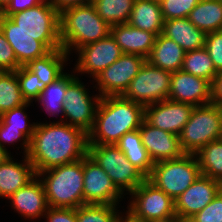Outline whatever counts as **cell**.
I'll return each mask as SVG.
<instances>
[{
  "label": "cell",
  "mask_w": 222,
  "mask_h": 222,
  "mask_svg": "<svg viewBox=\"0 0 222 222\" xmlns=\"http://www.w3.org/2000/svg\"><path fill=\"white\" fill-rule=\"evenodd\" d=\"M181 70L204 78L211 84L218 74L205 47L186 52Z\"/></svg>",
  "instance_id": "32"
},
{
  "label": "cell",
  "mask_w": 222,
  "mask_h": 222,
  "mask_svg": "<svg viewBox=\"0 0 222 222\" xmlns=\"http://www.w3.org/2000/svg\"><path fill=\"white\" fill-rule=\"evenodd\" d=\"M200 0H159L164 20L187 18Z\"/></svg>",
  "instance_id": "37"
},
{
  "label": "cell",
  "mask_w": 222,
  "mask_h": 222,
  "mask_svg": "<svg viewBox=\"0 0 222 222\" xmlns=\"http://www.w3.org/2000/svg\"><path fill=\"white\" fill-rule=\"evenodd\" d=\"M187 222H222V189L204 209Z\"/></svg>",
  "instance_id": "38"
},
{
  "label": "cell",
  "mask_w": 222,
  "mask_h": 222,
  "mask_svg": "<svg viewBox=\"0 0 222 222\" xmlns=\"http://www.w3.org/2000/svg\"><path fill=\"white\" fill-rule=\"evenodd\" d=\"M221 189L222 184L219 181L201 175L175 200L176 217L187 222L204 209Z\"/></svg>",
  "instance_id": "15"
},
{
  "label": "cell",
  "mask_w": 222,
  "mask_h": 222,
  "mask_svg": "<svg viewBox=\"0 0 222 222\" xmlns=\"http://www.w3.org/2000/svg\"><path fill=\"white\" fill-rule=\"evenodd\" d=\"M64 96L63 116H66V119L61 118L60 121L80 128L88 134L93 127L101 96H91L78 77L67 86Z\"/></svg>",
  "instance_id": "11"
},
{
  "label": "cell",
  "mask_w": 222,
  "mask_h": 222,
  "mask_svg": "<svg viewBox=\"0 0 222 222\" xmlns=\"http://www.w3.org/2000/svg\"><path fill=\"white\" fill-rule=\"evenodd\" d=\"M205 48L211 57L215 70L222 72V30L206 33Z\"/></svg>",
  "instance_id": "39"
},
{
  "label": "cell",
  "mask_w": 222,
  "mask_h": 222,
  "mask_svg": "<svg viewBox=\"0 0 222 222\" xmlns=\"http://www.w3.org/2000/svg\"><path fill=\"white\" fill-rule=\"evenodd\" d=\"M13 156L0 164V197L8 199L12 194L26 186L36 176L32 163L24 155L22 162H15Z\"/></svg>",
  "instance_id": "22"
},
{
  "label": "cell",
  "mask_w": 222,
  "mask_h": 222,
  "mask_svg": "<svg viewBox=\"0 0 222 222\" xmlns=\"http://www.w3.org/2000/svg\"><path fill=\"white\" fill-rule=\"evenodd\" d=\"M160 222H186V221H183V220L176 217V218L168 220V221H160Z\"/></svg>",
  "instance_id": "49"
},
{
  "label": "cell",
  "mask_w": 222,
  "mask_h": 222,
  "mask_svg": "<svg viewBox=\"0 0 222 222\" xmlns=\"http://www.w3.org/2000/svg\"><path fill=\"white\" fill-rule=\"evenodd\" d=\"M83 205L109 204L118 206L123 193L107 173L87 154L83 158Z\"/></svg>",
  "instance_id": "13"
},
{
  "label": "cell",
  "mask_w": 222,
  "mask_h": 222,
  "mask_svg": "<svg viewBox=\"0 0 222 222\" xmlns=\"http://www.w3.org/2000/svg\"><path fill=\"white\" fill-rule=\"evenodd\" d=\"M161 34L175 41L185 52L205 47L206 33L188 18L164 20Z\"/></svg>",
  "instance_id": "23"
},
{
  "label": "cell",
  "mask_w": 222,
  "mask_h": 222,
  "mask_svg": "<svg viewBox=\"0 0 222 222\" xmlns=\"http://www.w3.org/2000/svg\"><path fill=\"white\" fill-rule=\"evenodd\" d=\"M88 153V135L63 121L38 123L30 140L28 160L36 174L72 163Z\"/></svg>",
  "instance_id": "1"
},
{
  "label": "cell",
  "mask_w": 222,
  "mask_h": 222,
  "mask_svg": "<svg viewBox=\"0 0 222 222\" xmlns=\"http://www.w3.org/2000/svg\"><path fill=\"white\" fill-rule=\"evenodd\" d=\"M139 132L142 144L154 163L176 159L185 154L181 147L179 136L154 127L145 119L139 128Z\"/></svg>",
  "instance_id": "18"
},
{
  "label": "cell",
  "mask_w": 222,
  "mask_h": 222,
  "mask_svg": "<svg viewBox=\"0 0 222 222\" xmlns=\"http://www.w3.org/2000/svg\"><path fill=\"white\" fill-rule=\"evenodd\" d=\"M59 23L61 45L68 55L110 35L111 26L99 16L93 4L63 9Z\"/></svg>",
  "instance_id": "3"
},
{
  "label": "cell",
  "mask_w": 222,
  "mask_h": 222,
  "mask_svg": "<svg viewBox=\"0 0 222 222\" xmlns=\"http://www.w3.org/2000/svg\"><path fill=\"white\" fill-rule=\"evenodd\" d=\"M11 0H0V12L7 6Z\"/></svg>",
  "instance_id": "48"
},
{
  "label": "cell",
  "mask_w": 222,
  "mask_h": 222,
  "mask_svg": "<svg viewBox=\"0 0 222 222\" xmlns=\"http://www.w3.org/2000/svg\"><path fill=\"white\" fill-rule=\"evenodd\" d=\"M30 105L31 103L27 102L0 115V121L3 124L9 125V128L20 129L29 140H31L37 125L35 122H32L33 124L28 122L29 118L25 110Z\"/></svg>",
  "instance_id": "35"
},
{
  "label": "cell",
  "mask_w": 222,
  "mask_h": 222,
  "mask_svg": "<svg viewBox=\"0 0 222 222\" xmlns=\"http://www.w3.org/2000/svg\"><path fill=\"white\" fill-rule=\"evenodd\" d=\"M0 29L14 50L17 62L26 66L31 60L45 56L50 50L32 35L17 28L9 17L0 14Z\"/></svg>",
  "instance_id": "19"
},
{
  "label": "cell",
  "mask_w": 222,
  "mask_h": 222,
  "mask_svg": "<svg viewBox=\"0 0 222 222\" xmlns=\"http://www.w3.org/2000/svg\"><path fill=\"white\" fill-rule=\"evenodd\" d=\"M110 35L122 53L139 55L145 59L150 55L156 39L154 33L141 30L128 23L111 26Z\"/></svg>",
  "instance_id": "21"
},
{
  "label": "cell",
  "mask_w": 222,
  "mask_h": 222,
  "mask_svg": "<svg viewBox=\"0 0 222 222\" xmlns=\"http://www.w3.org/2000/svg\"><path fill=\"white\" fill-rule=\"evenodd\" d=\"M25 103L15 71H6L0 78V115Z\"/></svg>",
  "instance_id": "33"
},
{
  "label": "cell",
  "mask_w": 222,
  "mask_h": 222,
  "mask_svg": "<svg viewBox=\"0 0 222 222\" xmlns=\"http://www.w3.org/2000/svg\"><path fill=\"white\" fill-rule=\"evenodd\" d=\"M23 140V141H22ZM22 141L23 155H27L30 148V140L20 131V129L9 128L0 121V146L6 149L5 144H15ZM15 142V143H14Z\"/></svg>",
  "instance_id": "40"
},
{
  "label": "cell",
  "mask_w": 222,
  "mask_h": 222,
  "mask_svg": "<svg viewBox=\"0 0 222 222\" xmlns=\"http://www.w3.org/2000/svg\"><path fill=\"white\" fill-rule=\"evenodd\" d=\"M17 28L41 41L50 51L62 48L60 12L47 0L9 16Z\"/></svg>",
  "instance_id": "7"
},
{
  "label": "cell",
  "mask_w": 222,
  "mask_h": 222,
  "mask_svg": "<svg viewBox=\"0 0 222 222\" xmlns=\"http://www.w3.org/2000/svg\"><path fill=\"white\" fill-rule=\"evenodd\" d=\"M135 0H93L99 16L110 26L128 23Z\"/></svg>",
  "instance_id": "31"
},
{
  "label": "cell",
  "mask_w": 222,
  "mask_h": 222,
  "mask_svg": "<svg viewBox=\"0 0 222 222\" xmlns=\"http://www.w3.org/2000/svg\"><path fill=\"white\" fill-rule=\"evenodd\" d=\"M195 106L166 99L145 106L144 119L152 126L180 135Z\"/></svg>",
  "instance_id": "16"
},
{
  "label": "cell",
  "mask_w": 222,
  "mask_h": 222,
  "mask_svg": "<svg viewBox=\"0 0 222 222\" xmlns=\"http://www.w3.org/2000/svg\"><path fill=\"white\" fill-rule=\"evenodd\" d=\"M145 107L121 96L101 97L88 144H116L127 132L139 129Z\"/></svg>",
  "instance_id": "2"
},
{
  "label": "cell",
  "mask_w": 222,
  "mask_h": 222,
  "mask_svg": "<svg viewBox=\"0 0 222 222\" xmlns=\"http://www.w3.org/2000/svg\"><path fill=\"white\" fill-rule=\"evenodd\" d=\"M130 195L132 200L127 211L134 217L148 222L176 218L175 201L147 178Z\"/></svg>",
  "instance_id": "9"
},
{
  "label": "cell",
  "mask_w": 222,
  "mask_h": 222,
  "mask_svg": "<svg viewBox=\"0 0 222 222\" xmlns=\"http://www.w3.org/2000/svg\"><path fill=\"white\" fill-rule=\"evenodd\" d=\"M8 200L11 201L13 210L31 220L43 218L49 208L43 184L38 176L12 194Z\"/></svg>",
  "instance_id": "20"
},
{
  "label": "cell",
  "mask_w": 222,
  "mask_h": 222,
  "mask_svg": "<svg viewBox=\"0 0 222 222\" xmlns=\"http://www.w3.org/2000/svg\"><path fill=\"white\" fill-rule=\"evenodd\" d=\"M87 154L107 173L123 194L125 191L130 194L146 179L115 144H88Z\"/></svg>",
  "instance_id": "8"
},
{
  "label": "cell",
  "mask_w": 222,
  "mask_h": 222,
  "mask_svg": "<svg viewBox=\"0 0 222 222\" xmlns=\"http://www.w3.org/2000/svg\"><path fill=\"white\" fill-rule=\"evenodd\" d=\"M172 73L146 61L122 95L142 106L168 99Z\"/></svg>",
  "instance_id": "10"
},
{
  "label": "cell",
  "mask_w": 222,
  "mask_h": 222,
  "mask_svg": "<svg viewBox=\"0 0 222 222\" xmlns=\"http://www.w3.org/2000/svg\"><path fill=\"white\" fill-rule=\"evenodd\" d=\"M47 0H11L7 6L0 12L1 15L9 17L19 11H24L28 8L35 7Z\"/></svg>",
  "instance_id": "43"
},
{
  "label": "cell",
  "mask_w": 222,
  "mask_h": 222,
  "mask_svg": "<svg viewBox=\"0 0 222 222\" xmlns=\"http://www.w3.org/2000/svg\"><path fill=\"white\" fill-rule=\"evenodd\" d=\"M121 214V215H120ZM120 214L118 215L117 221L116 222H148V221H144L141 219H138L136 217H134L130 212H128L126 210V215H124L122 212H120ZM123 214V215H122ZM125 218H124V217Z\"/></svg>",
  "instance_id": "46"
},
{
  "label": "cell",
  "mask_w": 222,
  "mask_h": 222,
  "mask_svg": "<svg viewBox=\"0 0 222 222\" xmlns=\"http://www.w3.org/2000/svg\"><path fill=\"white\" fill-rule=\"evenodd\" d=\"M72 73L65 72L57 80L48 84L40 93L36 101L39 102L48 115H63L64 95L66 94L67 86L77 77L75 72Z\"/></svg>",
  "instance_id": "29"
},
{
  "label": "cell",
  "mask_w": 222,
  "mask_h": 222,
  "mask_svg": "<svg viewBox=\"0 0 222 222\" xmlns=\"http://www.w3.org/2000/svg\"><path fill=\"white\" fill-rule=\"evenodd\" d=\"M19 88L26 102L32 103L38 99L40 93L46 88V83L40 81L38 77L26 66H20L16 71Z\"/></svg>",
  "instance_id": "36"
},
{
  "label": "cell",
  "mask_w": 222,
  "mask_h": 222,
  "mask_svg": "<svg viewBox=\"0 0 222 222\" xmlns=\"http://www.w3.org/2000/svg\"><path fill=\"white\" fill-rule=\"evenodd\" d=\"M164 19L159 0H135L128 24L141 30L162 33Z\"/></svg>",
  "instance_id": "25"
},
{
  "label": "cell",
  "mask_w": 222,
  "mask_h": 222,
  "mask_svg": "<svg viewBox=\"0 0 222 222\" xmlns=\"http://www.w3.org/2000/svg\"><path fill=\"white\" fill-rule=\"evenodd\" d=\"M185 53L175 41L160 34L156 36L154 46L146 61L153 66L174 73L181 70Z\"/></svg>",
  "instance_id": "24"
},
{
  "label": "cell",
  "mask_w": 222,
  "mask_h": 222,
  "mask_svg": "<svg viewBox=\"0 0 222 222\" xmlns=\"http://www.w3.org/2000/svg\"><path fill=\"white\" fill-rule=\"evenodd\" d=\"M201 175L222 184V138L211 141L196 154Z\"/></svg>",
  "instance_id": "30"
},
{
  "label": "cell",
  "mask_w": 222,
  "mask_h": 222,
  "mask_svg": "<svg viewBox=\"0 0 222 222\" xmlns=\"http://www.w3.org/2000/svg\"><path fill=\"white\" fill-rule=\"evenodd\" d=\"M59 12L71 6L92 4L93 0H48Z\"/></svg>",
  "instance_id": "45"
},
{
  "label": "cell",
  "mask_w": 222,
  "mask_h": 222,
  "mask_svg": "<svg viewBox=\"0 0 222 222\" xmlns=\"http://www.w3.org/2000/svg\"><path fill=\"white\" fill-rule=\"evenodd\" d=\"M168 99L195 107L210 104L211 83L182 70L176 71L172 73Z\"/></svg>",
  "instance_id": "17"
},
{
  "label": "cell",
  "mask_w": 222,
  "mask_h": 222,
  "mask_svg": "<svg viewBox=\"0 0 222 222\" xmlns=\"http://www.w3.org/2000/svg\"><path fill=\"white\" fill-rule=\"evenodd\" d=\"M5 72H6V70L0 67V78L2 77V75H3Z\"/></svg>",
  "instance_id": "50"
},
{
  "label": "cell",
  "mask_w": 222,
  "mask_h": 222,
  "mask_svg": "<svg viewBox=\"0 0 222 222\" xmlns=\"http://www.w3.org/2000/svg\"><path fill=\"white\" fill-rule=\"evenodd\" d=\"M118 207L109 204H84L76 209L77 222H116Z\"/></svg>",
  "instance_id": "34"
},
{
  "label": "cell",
  "mask_w": 222,
  "mask_h": 222,
  "mask_svg": "<svg viewBox=\"0 0 222 222\" xmlns=\"http://www.w3.org/2000/svg\"><path fill=\"white\" fill-rule=\"evenodd\" d=\"M9 157H11V153H9L8 149L0 146V164L5 162Z\"/></svg>",
  "instance_id": "47"
},
{
  "label": "cell",
  "mask_w": 222,
  "mask_h": 222,
  "mask_svg": "<svg viewBox=\"0 0 222 222\" xmlns=\"http://www.w3.org/2000/svg\"><path fill=\"white\" fill-rule=\"evenodd\" d=\"M187 18L205 33L222 30V0H200Z\"/></svg>",
  "instance_id": "28"
},
{
  "label": "cell",
  "mask_w": 222,
  "mask_h": 222,
  "mask_svg": "<svg viewBox=\"0 0 222 222\" xmlns=\"http://www.w3.org/2000/svg\"><path fill=\"white\" fill-rule=\"evenodd\" d=\"M211 103L222 108V72H218L211 84Z\"/></svg>",
  "instance_id": "44"
},
{
  "label": "cell",
  "mask_w": 222,
  "mask_h": 222,
  "mask_svg": "<svg viewBox=\"0 0 222 222\" xmlns=\"http://www.w3.org/2000/svg\"><path fill=\"white\" fill-rule=\"evenodd\" d=\"M70 57L63 48L51 50L45 56L31 60L26 67L46 85L54 82L65 72L64 66ZM65 63V65H64Z\"/></svg>",
  "instance_id": "27"
},
{
  "label": "cell",
  "mask_w": 222,
  "mask_h": 222,
  "mask_svg": "<svg viewBox=\"0 0 222 222\" xmlns=\"http://www.w3.org/2000/svg\"><path fill=\"white\" fill-rule=\"evenodd\" d=\"M222 138V108L207 104L194 107L180 135V144L187 154H196L202 147Z\"/></svg>",
  "instance_id": "6"
},
{
  "label": "cell",
  "mask_w": 222,
  "mask_h": 222,
  "mask_svg": "<svg viewBox=\"0 0 222 222\" xmlns=\"http://www.w3.org/2000/svg\"><path fill=\"white\" fill-rule=\"evenodd\" d=\"M37 176L43 184L49 207L77 209L83 205V158L38 172Z\"/></svg>",
  "instance_id": "4"
},
{
  "label": "cell",
  "mask_w": 222,
  "mask_h": 222,
  "mask_svg": "<svg viewBox=\"0 0 222 222\" xmlns=\"http://www.w3.org/2000/svg\"><path fill=\"white\" fill-rule=\"evenodd\" d=\"M127 160L146 178L151 174L154 162L142 144L139 129L127 132L115 144Z\"/></svg>",
  "instance_id": "26"
},
{
  "label": "cell",
  "mask_w": 222,
  "mask_h": 222,
  "mask_svg": "<svg viewBox=\"0 0 222 222\" xmlns=\"http://www.w3.org/2000/svg\"><path fill=\"white\" fill-rule=\"evenodd\" d=\"M76 52L79 57L76 61L77 64L74 67V72H77V75L79 73H88L93 79L123 54L111 35L94 43L82 46L76 50Z\"/></svg>",
  "instance_id": "14"
},
{
  "label": "cell",
  "mask_w": 222,
  "mask_h": 222,
  "mask_svg": "<svg viewBox=\"0 0 222 222\" xmlns=\"http://www.w3.org/2000/svg\"><path fill=\"white\" fill-rule=\"evenodd\" d=\"M146 62L142 56L123 53L115 62L101 71L94 80L101 97L121 96Z\"/></svg>",
  "instance_id": "12"
},
{
  "label": "cell",
  "mask_w": 222,
  "mask_h": 222,
  "mask_svg": "<svg viewBox=\"0 0 222 222\" xmlns=\"http://www.w3.org/2000/svg\"><path fill=\"white\" fill-rule=\"evenodd\" d=\"M43 217L46 222H77L75 208L49 207Z\"/></svg>",
  "instance_id": "42"
},
{
  "label": "cell",
  "mask_w": 222,
  "mask_h": 222,
  "mask_svg": "<svg viewBox=\"0 0 222 222\" xmlns=\"http://www.w3.org/2000/svg\"><path fill=\"white\" fill-rule=\"evenodd\" d=\"M201 176L195 154L154 163L147 179L174 201Z\"/></svg>",
  "instance_id": "5"
},
{
  "label": "cell",
  "mask_w": 222,
  "mask_h": 222,
  "mask_svg": "<svg viewBox=\"0 0 222 222\" xmlns=\"http://www.w3.org/2000/svg\"><path fill=\"white\" fill-rule=\"evenodd\" d=\"M20 66L14 50L0 29V67L6 71H16Z\"/></svg>",
  "instance_id": "41"
}]
</instances>
